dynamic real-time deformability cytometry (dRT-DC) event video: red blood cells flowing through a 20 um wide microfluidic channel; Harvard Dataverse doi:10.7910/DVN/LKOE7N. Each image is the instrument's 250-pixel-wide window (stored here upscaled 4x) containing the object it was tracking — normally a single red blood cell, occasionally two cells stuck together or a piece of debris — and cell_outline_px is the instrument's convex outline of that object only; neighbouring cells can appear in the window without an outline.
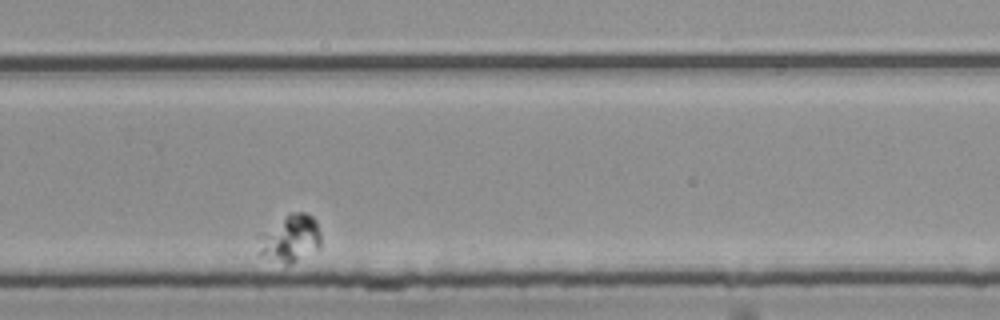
{"species": "common noctule bat (a hibernating species)", "species_latin": "Nyctalus noctula", "temperature_condition": "room temperature", "stored_images_in_passage": 37, "segment_of_instrument_passage": [2, 2], "camera_frame_rate_fps": 3000, "um_per_image_px": 0.085, "animal": {"sex": "female", "body_mass_g": 25.1}, "frame": {"image": 1, "passage_image": 31, "time_ms": 10.0, "image_size_px": [1000, 320], "cell_outline_px": [[320, 248], [288, 264], [284, 264], [260, 252], [256, 236], [260, 232], [288, 212], [304, 212], [312, 216], [316, 220], [320, 232]], "centroid_in_image_um": [24.66, 20.2], "position_along_channel_um": 305.1, "area_um2": 17.22}}